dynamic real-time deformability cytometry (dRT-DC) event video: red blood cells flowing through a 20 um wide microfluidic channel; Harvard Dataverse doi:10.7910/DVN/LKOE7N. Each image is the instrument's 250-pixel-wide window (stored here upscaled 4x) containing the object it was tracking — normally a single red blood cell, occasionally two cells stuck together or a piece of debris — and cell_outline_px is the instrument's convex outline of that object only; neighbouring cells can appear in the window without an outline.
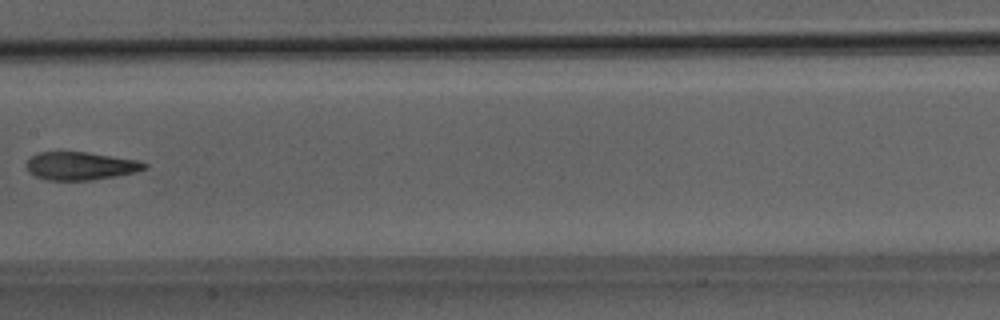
{"species": "Egyptian fruit bat (a non-hibernating species)", "species_latin": "Rousettus aegyptiacus", "temperature_condition": "room temperature", "stored_images_in_passage": 8, "camera_frame_rate_fps": 3000, "um_per_image_px": 0.085, "animal": {"sex": "male"}, "frame": {"image": 1, "passage_image": 8, "time_ms": 2.333, "image_size_px": [1000, 320], "cell_outline_px": [[148, 168], [136, 172], [92, 180], [44, 180], [28, 172], [24, 164], [32, 156], [40, 152], [88, 152], [136, 160], [148, 164]], "centroid_in_image_um": [6.82, 14.11], "position_along_channel_um": 200.6, "area_um2": 19.31}}